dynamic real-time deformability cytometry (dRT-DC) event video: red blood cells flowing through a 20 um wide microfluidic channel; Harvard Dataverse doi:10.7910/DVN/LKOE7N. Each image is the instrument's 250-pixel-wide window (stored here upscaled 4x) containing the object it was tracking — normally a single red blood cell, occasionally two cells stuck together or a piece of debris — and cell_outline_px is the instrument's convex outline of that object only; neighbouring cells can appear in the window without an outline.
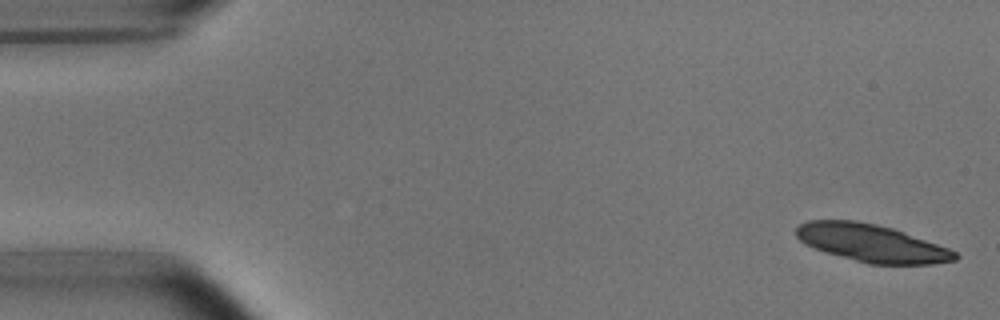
{"species": "common noctule bat (a hibernating species)", "species_latin": "Nyctalus noctula", "temperature_condition": "room temperature", "stored_images_in_passage": 4, "camera_frame_rate_fps": 3000, "um_per_image_px": 0.085, "animal": {"sex": "male", "body_mass_g": 15.6}, "frame": {"image": 1, "passage_image": 1, "time_ms": 0.0, "image_size_px": [1000, 320], "cell_outline_px": [[960, 256], [956, 260], [932, 264], [868, 264], [824, 252], [804, 244], [796, 236], [796, 228], [800, 224], [808, 220], [856, 220], [876, 224], [892, 228], [904, 232], [948, 248], [956, 252]], "centroid_in_image_um": [74.06, 20.66], "position_along_channel_um": 10.9, "area_um2": 34.8}}